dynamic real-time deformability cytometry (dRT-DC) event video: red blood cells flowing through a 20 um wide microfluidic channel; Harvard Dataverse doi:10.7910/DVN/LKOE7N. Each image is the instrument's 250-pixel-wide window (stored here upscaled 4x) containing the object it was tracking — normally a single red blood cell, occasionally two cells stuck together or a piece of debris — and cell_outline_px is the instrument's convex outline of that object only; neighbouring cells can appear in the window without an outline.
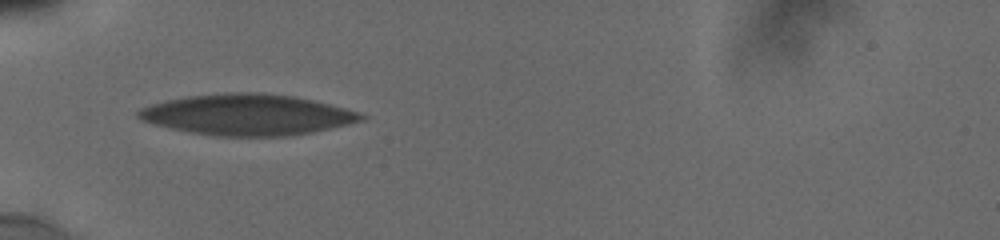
{"species": "human", "species_latin": "Homo sapiens", "temperature_condition": "cold", "stored_images_in_passage": 16, "camera_frame_rate_fps": 3000, "um_per_image_px": 0.085, "donor": {"sex": "male"}, "frame": {"image": 1, "passage_image": 1, "time_ms": 0.0, "image_size_px": [1000, 240], "cell_outline_px": [[368, 116], [364, 120], [348, 124], [312, 132], [288, 136], [216, 136], [192, 132], [172, 128], [140, 120], [136, 116], [136, 112], [140, 108], [152, 104], [168, 100], [188, 96], [224, 92], [264, 92], [296, 96], [344, 108]], "centroid_in_image_um": [21.02, 9.74], "position_along_channel_um": 64.0, "area_um2": 53.0}}
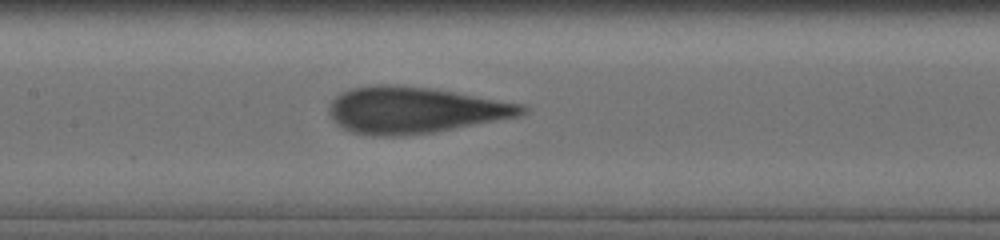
{"frame": {"image": 2, "passage_image": 11, "time_ms": 3.0, "image_size_px": [1000, 240], "cell_outline_px": [[528, 112], [520, 116], [432, 132], [396, 136], [372, 136], [352, 132], [336, 124], [332, 120], [328, 112], [328, 108], [332, 100], [336, 96], [352, 88], [380, 84], [388, 84], [428, 88], [524, 104], [528, 108]], "centroid_in_image_um": [35.22, 9.36], "position_along_channel_um": 172.2, "area_um2": 51.67}}
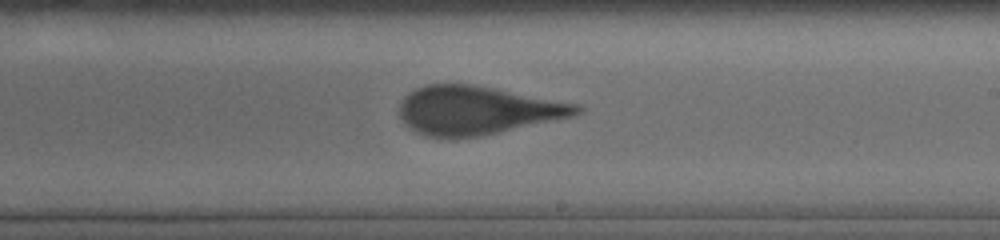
{"frame": {"image": 3, "passage_image": 15, "time_ms": 5.0, "image_size_px": [1000, 240], "cell_outline_px": [[584, 108], [576, 116], [480, 136], [452, 140], [428, 136], [416, 132], [400, 116], [400, 104], [404, 96], [408, 92], [424, 84], [472, 84], [580, 104]], "centroid_in_image_um": [40.57, 9.39], "position_along_channel_um": 248.4, "area_um2": 50.34}}